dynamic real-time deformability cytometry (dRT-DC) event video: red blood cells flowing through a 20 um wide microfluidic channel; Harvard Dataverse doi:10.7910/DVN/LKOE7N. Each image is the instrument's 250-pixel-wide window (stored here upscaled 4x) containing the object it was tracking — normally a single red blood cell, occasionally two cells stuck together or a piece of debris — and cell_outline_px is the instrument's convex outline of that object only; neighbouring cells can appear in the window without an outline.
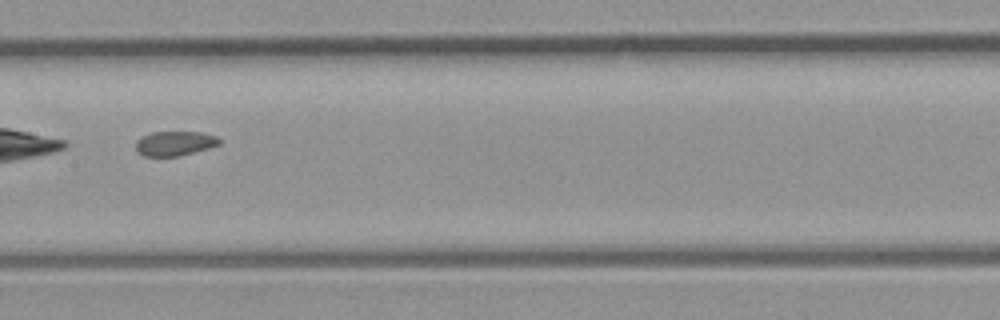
{"species": "common noctule bat (a hibernating species)", "species_latin": "Nyctalus noctula", "temperature_condition": "room temperature", "stored_images_in_passage": 27, "camera_frame_rate_fps": 3000, "um_per_image_px": 0.085, "animal": {"sex": "male", "body_mass_g": 23.1, "forearm_length_mm": 52.7}, "frame": {"image": 1, "passage_image": 12, "time_ms": 3.667, "image_size_px": [1000, 320], "cell_outline_px": [[220, 144], [208, 148], [176, 156], [144, 156], [136, 148], [136, 140], [152, 132], [200, 132], [216, 136], [220, 140]], "centroid_in_image_um": [14.85, 12.18], "position_along_channel_um": 192.5, "area_um2": 11.68}}